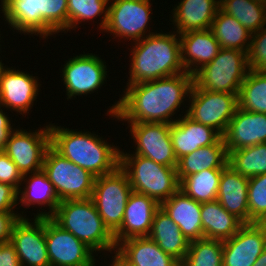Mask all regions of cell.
Returning <instances> with one entry per match:
<instances>
[{"instance_id":"obj_25","label":"cell","mask_w":266,"mask_h":266,"mask_svg":"<svg viewBox=\"0 0 266 266\" xmlns=\"http://www.w3.org/2000/svg\"><path fill=\"white\" fill-rule=\"evenodd\" d=\"M249 178L234 171L229 165L222 171L216 200L229 213L248 223Z\"/></svg>"},{"instance_id":"obj_46","label":"cell","mask_w":266,"mask_h":266,"mask_svg":"<svg viewBox=\"0 0 266 266\" xmlns=\"http://www.w3.org/2000/svg\"><path fill=\"white\" fill-rule=\"evenodd\" d=\"M252 266H266V248Z\"/></svg>"},{"instance_id":"obj_15","label":"cell","mask_w":266,"mask_h":266,"mask_svg":"<svg viewBox=\"0 0 266 266\" xmlns=\"http://www.w3.org/2000/svg\"><path fill=\"white\" fill-rule=\"evenodd\" d=\"M130 133L135 140L136 155L149 158L156 163L177 167L178 160L170 138V123H129Z\"/></svg>"},{"instance_id":"obj_5","label":"cell","mask_w":266,"mask_h":266,"mask_svg":"<svg viewBox=\"0 0 266 266\" xmlns=\"http://www.w3.org/2000/svg\"><path fill=\"white\" fill-rule=\"evenodd\" d=\"M51 218L93 252L116 251L114 235L105 226L91 198L62 200Z\"/></svg>"},{"instance_id":"obj_2","label":"cell","mask_w":266,"mask_h":266,"mask_svg":"<svg viewBox=\"0 0 266 266\" xmlns=\"http://www.w3.org/2000/svg\"><path fill=\"white\" fill-rule=\"evenodd\" d=\"M50 145L69 161L95 177L112 173L120 165V149L91 132L49 124Z\"/></svg>"},{"instance_id":"obj_30","label":"cell","mask_w":266,"mask_h":266,"mask_svg":"<svg viewBox=\"0 0 266 266\" xmlns=\"http://www.w3.org/2000/svg\"><path fill=\"white\" fill-rule=\"evenodd\" d=\"M201 223L204 238L220 241L233 237L244 224L217 200L201 204Z\"/></svg>"},{"instance_id":"obj_37","label":"cell","mask_w":266,"mask_h":266,"mask_svg":"<svg viewBox=\"0 0 266 266\" xmlns=\"http://www.w3.org/2000/svg\"><path fill=\"white\" fill-rule=\"evenodd\" d=\"M110 0H68V31L76 28L77 24L85 20L94 19L100 15L102 22L100 30H104L108 18V4Z\"/></svg>"},{"instance_id":"obj_4","label":"cell","mask_w":266,"mask_h":266,"mask_svg":"<svg viewBox=\"0 0 266 266\" xmlns=\"http://www.w3.org/2000/svg\"><path fill=\"white\" fill-rule=\"evenodd\" d=\"M1 4L5 21L20 33L46 38L68 32V0H1Z\"/></svg>"},{"instance_id":"obj_9","label":"cell","mask_w":266,"mask_h":266,"mask_svg":"<svg viewBox=\"0 0 266 266\" xmlns=\"http://www.w3.org/2000/svg\"><path fill=\"white\" fill-rule=\"evenodd\" d=\"M132 192L127 174L120 166L112 173L95 177L91 199L112 234L122 224L127 200Z\"/></svg>"},{"instance_id":"obj_10","label":"cell","mask_w":266,"mask_h":266,"mask_svg":"<svg viewBox=\"0 0 266 266\" xmlns=\"http://www.w3.org/2000/svg\"><path fill=\"white\" fill-rule=\"evenodd\" d=\"M188 97L190 106L186 115L223 136L238 107V94L207 91L193 83Z\"/></svg>"},{"instance_id":"obj_8","label":"cell","mask_w":266,"mask_h":266,"mask_svg":"<svg viewBox=\"0 0 266 266\" xmlns=\"http://www.w3.org/2000/svg\"><path fill=\"white\" fill-rule=\"evenodd\" d=\"M42 170L54 185L60 201L91 198L95 176L66 159L51 145L46 150Z\"/></svg>"},{"instance_id":"obj_39","label":"cell","mask_w":266,"mask_h":266,"mask_svg":"<svg viewBox=\"0 0 266 266\" xmlns=\"http://www.w3.org/2000/svg\"><path fill=\"white\" fill-rule=\"evenodd\" d=\"M251 70L266 73V28L251 34L250 48L247 53Z\"/></svg>"},{"instance_id":"obj_29","label":"cell","mask_w":266,"mask_h":266,"mask_svg":"<svg viewBox=\"0 0 266 266\" xmlns=\"http://www.w3.org/2000/svg\"><path fill=\"white\" fill-rule=\"evenodd\" d=\"M148 237L180 263L184 260L190 242L161 208L155 212Z\"/></svg>"},{"instance_id":"obj_14","label":"cell","mask_w":266,"mask_h":266,"mask_svg":"<svg viewBox=\"0 0 266 266\" xmlns=\"http://www.w3.org/2000/svg\"><path fill=\"white\" fill-rule=\"evenodd\" d=\"M106 62L92 53L80 54L66 61L62 69V80L67 99L76 95H87L99 89L106 81Z\"/></svg>"},{"instance_id":"obj_19","label":"cell","mask_w":266,"mask_h":266,"mask_svg":"<svg viewBox=\"0 0 266 266\" xmlns=\"http://www.w3.org/2000/svg\"><path fill=\"white\" fill-rule=\"evenodd\" d=\"M160 204L147 195L132 192L127 200L122 224L113 234L116 245L133 237H148Z\"/></svg>"},{"instance_id":"obj_17","label":"cell","mask_w":266,"mask_h":266,"mask_svg":"<svg viewBox=\"0 0 266 266\" xmlns=\"http://www.w3.org/2000/svg\"><path fill=\"white\" fill-rule=\"evenodd\" d=\"M266 248V223H244L223 241V266H252Z\"/></svg>"},{"instance_id":"obj_44","label":"cell","mask_w":266,"mask_h":266,"mask_svg":"<svg viewBox=\"0 0 266 266\" xmlns=\"http://www.w3.org/2000/svg\"><path fill=\"white\" fill-rule=\"evenodd\" d=\"M0 105V151L4 150L6 141L8 139L9 134L14 130L11 126V121L9 117H7L6 113L3 112Z\"/></svg>"},{"instance_id":"obj_32","label":"cell","mask_w":266,"mask_h":266,"mask_svg":"<svg viewBox=\"0 0 266 266\" xmlns=\"http://www.w3.org/2000/svg\"><path fill=\"white\" fill-rule=\"evenodd\" d=\"M220 9L253 34L266 26V3L259 0H220Z\"/></svg>"},{"instance_id":"obj_13","label":"cell","mask_w":266,"mask_h":266,"mask_svg":"<svg viewBox=\"0 0 266 266\" xmlns=\"http://www.w3.org/2000/svg\"><path fill=\"white\" fill-rule=\"evenodd\" d=\"M45 240L50 266H93V251L52 218H45Z\"/></svg>"},{"instance_id":"obj_6","label":"cell","mask_w":266,"mask_h":266,"mask_svg":"<svg viewBox=\"0 0 266 266\" xmlns=\"http://www.w3.org/2000/svg\"><path fill=\"white\" fill-rule=\"evenodd\" d=\"M120 168L127 174L132 191L159 204L180 189L176 167H168L141 155L120 151Z\"/></svg>"},{"instance_id":"obj_7","label":"cell","mask_w":266,"mask_h":266,"mask_svg":"<svg viewBox=\"0 0 266 266\" xmlns=\"http://www.w3.org/2000/svg\"><path fill=\"white\" fill-rule=\"evenodd\" d=\"M249 70L246 52L221 48L211 62L193 74V83L207 91L239 94Z\"/></svg>"},{"instance_id":"obj_11","label":"cell","mask_w":266,"mask_h":266,"mask_svg":"<svg viewBox=\"0 0 266 266\" xmlns=\"http://www.w3.org/2000/svg\"><path fill=\"white\" fill-rule=\"evenodd\" d=\"M44 127L46 128L35 132L14 128L8 136L3 151L22 175L43 169L44 156L50 146V127L49 125Z\"/></svg>"},{"instance_id":"obj_45","label":"cell","mask_w":266,"mask_h":266,"mask_svg":"<svg viewBox=\"0 0 266 266\" xmlns=\"http://www.w3.org/2000/svg\"><path fill=\"white\" fill-rule=\"evenodd\" d=\"M114 253L115 255L112 257L113 261L112 264H110L111 266H132L126 260H124L115 250Z\"/></svg>"},{"instance_id":"obj_26","label":"cell","mask_w":266,"mask_h":266,"mask_svg":"<svg viewBox=\"0 0 266 266\" xmlns=\"http://www.w3.org/2000/svg\"><path fill=\"white\" fill-rule=\"evenodd\" d=\"M116 252L132 266H180L149 237H133L120 242Z\"/></svg>"},{"instance_id":"obj_28","label":"cell","mask_w":266,"mask_h":266,"mask_svg":"<svg viewBox=\"0 0 266 266\" xmlns=\"http://www.w3.org/2000/svg\"><path fill=\"white\" fill-rule=\"evenodd\" d=\"M28 175L29 174L22 175V181H24V183L27 181L26 185H28H25L24 190H18L17 201L22 203L20 205L26 207L35 204L39 206H49L50 210L48 212L42 211L37 213L35 218H51L55 214L57 207L61 202L58 198L54 185L51 183L47 174L43 170L34 172L33 174L31 173L29 176Z\"/></svg>"},{"instance_id":"obj_33","label":"cell","mask_w":266,"mask_h":266,"mask_svg":"<svg viewBox=\"0 0 266 266\" xmlns=\"http://www.w3.org/2000/svg\"><path fill=\"white\" fill-rule=\"evenodd\" d=\"M224 169H207L186 176L180 182V190L197 202L214 201L217 198L219 180Z\"/></svg>"},{"instance_id":"obj_16","label":"cell","mask_w":266,"mask_h":266,"mask_svg":"<svg viewBox=\"0 0 266 266\" xmlns=\"http://www.w3.org/2000/svg\"><path fill=\"white\" fill-rule=\"evenodd\" d=\"M10 243L14 246L21 266H50L45 240V218L33 222L25 217L14 225Z\"/></svg>"},{"instance_id":"obj_38","label":"cell","mask_w":266,"mask_h":266,"mask_svg":"<svg viewBox=\"0 0 266 266\" xmlns=\"http://www.w3.org/2000/svg\"><path fill=\"white\" fill-rule=\"evenodd\" d=\"M266 223V173L249 178L248 223Z\"/></svg>"},{"instance_id":"obj_12","label":"cell","mask_w":266,"mask_h":266,"mask_svg":"<svg viewBox=\"0 0 266 266\" xmlns=\"http://www.w3.org/2000/svg\"><path fill=\"white\" fill-rule=\"evenodd\" d=\"M150 0H113L108 6V18L105 32L113 33L114 37L139 41L146 35L150 18ZM116 35V36H115ZM144 35V37H143Z\"/></svg>"},{"instance_id":"obj_27","label":"cell","mask_w":266,"mask_h":266,"mask_svg":"<svg viewBox=\"0 0 266 266\" xmlns=\"http://www.w3.org/2000/svg\"><path fill=\"white\" fill-rule=\"evenodd\" d=\"M228 152L221 136L214 144L200 147L178 159L176 171L181 182L186 176L207 169H225Z\"/></svg>"},{"instance_id":"obj_47","label":"cell","mask_w":266,"mask_h":266,"mask_svg":"<svg viewBox=\"0 0 266 266\" xmlns=\"http://www.w3.org/2000/svg\"><path fill=\"white\" fill-rule=\"evenodd\" d=\"M5 68L4 64L0 61V74H1V71Z\"/></svg>"},{"instance_id":"obj_36","label":"cell","mask_w":266,"mask_h":266,"mask_svg":"<svg viewBox=\"0 0 266 266\" xmlns=\"http://www.w3.org/2000/svg\"><path fill=\"white\" fill-rule=\"evenodd\" d=\"M223 241L202 238L191 241L180 266H223Z\"/></svg>"},{"instance_id":"obj_43","label":"cell","mask_w":266,"mask_h":266,"mask_svg":"<svg viewBox=\"0 0 266 266\" xmlns=\"http://www.w3.org/2000/svg\"><path fill=\"white\" fill-rule=\"evenodd\" d=\"M0 266H21L15 248L10 242L0 244Z\"/></svg>"},{"instance_id":"obj_35","label":"cell","mask_w":266,"mask_h":266,"mask_svg":"<svg viewBox=\"0 0 266 266\" xmlns=\"http://www.w3.org/2000/svg\"><path fill=\"white\" fill-rule=\"evenodd\" d=\"M238 107L245 111L266 113V73L248 71L238 94Z\"/></svg>"},{"instance_id":"obj_23","label":"cell","mask_w":266,"mask_h":266,"mask_svg":"<svg viewBox=\"0 0 266 266\" xmlns=\"http://www.w3.org/2000/svg\"><path fill=\"white\" fill-rule=\"evenodd\" d=\"M179 37L182 65L192 75L211 62L221 49L211 29L189 31L179 34Z\"/></svg>"},{"instance_id":"obj_42","label":"cell","mask_w":266,"mask_h":266,"mask_svg":"<svg viewBox=\"0 0 266 266\" xmlns=\"http://www.w3.org/2000/svg\"><path fill=\"white\" fill-rule=\"evenodd\" d=\"M18 191L11 185L0 182V212H14L19 204Z\"/></svg>"},{"instance_id":"obj_21","label":"cell","mask_w":266,"mask_h":266,"mask_svg":"<svg viewBox=\"0 0 266 266\" xmlns=\"http://www.w3.org/2000/svg\"><path fill=\"white\" fill-rule=\"evenodd\" d=\"M221 135L213 128L193 121L184 114L170 127V138L177 160L200 147L214 144Z\"/></svg>"},{"instance_id":"obj_1","label":"cell","mask_w":266,"mask_h":266,"mask_svg":"<svg viewBox=\"0 0 266 266\" xmlns=\"http://www.w3.org/2000/svg\"><path fill=\"white\" fill-rule=\"evenodd\" d=\"M193 75L187 72L154 81L127 85L124 95L108 110L109 114L127 123H174L176 110L190 95ZM175 111V112H174Z\"/></svg>"},{"instance_id":"obj_3","label":"cell","mask_w":266,"mask_h":266,"mask_svg":"<svg viewBox=\"0 0 266 266\" xmlns=\"http://www.w3.org/2000/svg\"><path fill=\"white\" fill-rule=\"evenodd\" d=\"M173 32H156L135 42L131 48L130 79L127 85L186 72L181 62L180 37Z\"/></svg>"},{"instance_id":"obj_34","label":"cell","mask_w":266,"mask_h":266,"mask_svg":"<svg viewBox=\"0 0 266 266\" xmlns=\"http://www.w3.org/2000/svg\"><path fill=\"white\" fill-rule=\"evenodd\" d=\"M228 165L248 178L266 173V143L228 152Z\"/></svg>"},{"instance_id":"obj_24","label":"cell","mask_w":266,"mask_h":266,"mask_svg":"<svg viewBox=\"0 0 266 266\" xmlns=\"http://www.w3.org/2000/svg\"><path fill=\"white\" fill-rule=\"evenodd\" d=\"M220 0H182L172 13L176 33L210 29Z\"/></svg>"},{"instance_id":"obj_20","label":"cell","mask_w":266,"mask_h":266,"mask_svg":"<svg viewBox=\"0 0 266 266\" xmlns=\"http://www.w3.org/2000/svg\"><path fill=\"white\" fill-rule=\"evenodd\" d=\"M222 137L227 152L266 143V113L245 111L237 107Z\"/></svg>"},{"instance_id":"obj_40","label":"cell","mask_w":266,"mask_h":266,"mask_svg":"<svg viewBox=\"0 0 266 266\" xmlns=\"http://www.w3.org/2000/svg\"><path fill=\"white\" fill-rule=\"evenodd\" d=\"M0 182L13 186L17 191L21 189L22 174L4 151L0 153Z\"/></svg>"},{"instance_id":"obj_31","label":"cell","mask_w":266,"mask_h":266,"mask_svg":"<svg viewBox=\"0 0 266 266\" xmlns=\"http://www.w3.org/2000/svg\"><path fill=\"white\" fill-rule=\"evenodd\" d=\"M210 29L220 48L238 49L248 53L251 34L235 17L219 8Z\"/></svg>"},{"instance_id":"obj_22","label":"cell","mask_w":266,"mask_h":266,"mask_svg":"<svg viewBox=\"0 0 266 266\" xmlns=\"http://www.w3.org/2000/svg\"><path fill=\"white\" fill-rule=\"evenodd\" d=\"M201 204L178 190L160 204V208L179 227L189 242L204 238Z\"/></svg>"},{"instance_id":"obj_18","label":"cell","mask_w":266,"mask_h":266,"mask_svg":"<svg viewBox=\"0 0 266 266\" xmlns=\"http://www.w3.org/2000/svg\"><path fill=\"white\" fill-rule=\"evenodd\" d=\"M38 78L19 70L5 68L0 74V105L17 111L20 114L29 113L33 101L39 94Z\"/></svg>"},{"instance_id":"obj_41","label":"cell","mask_w":266,"mask_h":266,"mask_svg":"<svg viewBox=\"0 0 266 266\" xmlns=\"http://www.w3.org/2000/svg\"><path fill=\"white\" fill-rule=\"evenodd\" d=\"M23 218L15 212H0V244L10 242L14 225Z\"/></svg>"}]
</instances>
